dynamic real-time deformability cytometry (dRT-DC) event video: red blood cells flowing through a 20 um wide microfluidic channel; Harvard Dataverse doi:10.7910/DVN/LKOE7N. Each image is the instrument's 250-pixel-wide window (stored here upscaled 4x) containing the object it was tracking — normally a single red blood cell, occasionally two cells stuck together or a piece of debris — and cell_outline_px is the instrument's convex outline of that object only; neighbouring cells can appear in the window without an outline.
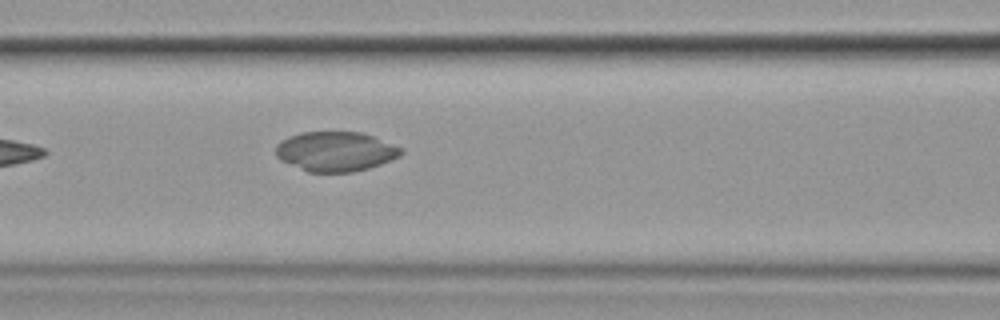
{"species": "common noctule bat (a hibernating species)", "species_latin": "Nyctalus noctula", "temperature_condition": "cold", "stored_images_in_passage": 4, "camera_frame_rate_fps": 3000, "um_per_image_px": 0.085, "animal": {"sex": "female", "body_mass_g": 19.9}, "frame": {"image": 1, "passage_image": 4, "time_ms": 3.333, "image_size_px": [1000, 320], "cell_outline_px": [[404, 152], [400, 156], [380, 164], [368, 168], [352, 172], [308, 172], [280, 160], [276, 156], [276, 144], [280, 140], [288, 136], [300, 132], [364, 132], [400, 148]], "centroid_in_image_um": [28.48, 12.87], "position_along_channel_um": 138.1, "area_um2": 28.96}}